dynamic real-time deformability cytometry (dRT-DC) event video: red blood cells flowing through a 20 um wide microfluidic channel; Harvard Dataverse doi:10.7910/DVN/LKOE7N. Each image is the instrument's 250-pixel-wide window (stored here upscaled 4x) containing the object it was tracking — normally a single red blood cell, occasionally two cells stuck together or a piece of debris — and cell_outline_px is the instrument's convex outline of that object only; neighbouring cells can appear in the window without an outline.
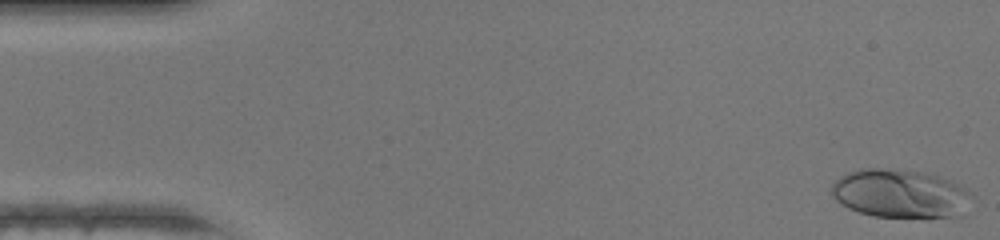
{"species": "human", "species_latin": "Homo sapiens", "temperature_condition": "warm", "stored_images_in_passage": 47, "camera_frame_rate_fps": 3000, "um_per_image_px": 0.085, "donor": {"sex": "female"}, "frame": {"image": 1, "passage_image": 1, "time_ms": 0.0, "image_size_px": [1000, 240], "cell_outline_px": [[972, 196], [964, 216], [928, 220], [872, 216], [848, 208], [840, 204], [832, 196], [832, 184], [840, 176], [848, 172], [860, 168], [880, 168], [924, 172], [940, 176], [960, 184], [972, 192]], "centroid_in_image_um": [76.6, 16.51], "position_along_channel_um": 8.4, "area_um2": 41.1}}
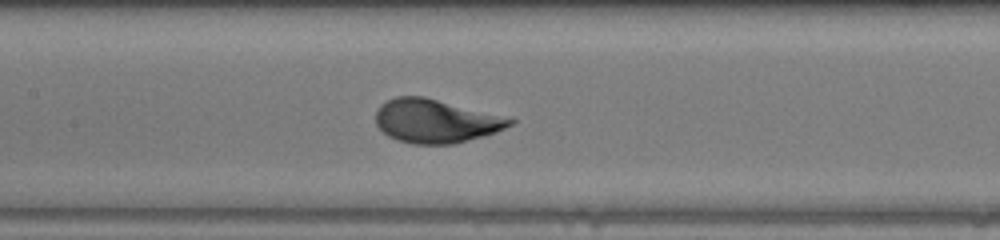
{"frame": {"image": 2, "passage_image": 22, "time_ms": 7.0, "image_size_px": [1000, 240], "cell_outline_px": [[516, 120], [512, 124], [496, 132], [484, 136], [452, 144], [412, 144], [396, 140], [388, 136], [376, 124], [376, 112], [380, 104], [396, 96], [424, 96]], "centroid_in_image_um": [36.98, 10.29], "position_along_channel_um": 170.4, "area_um2": 33.7}}
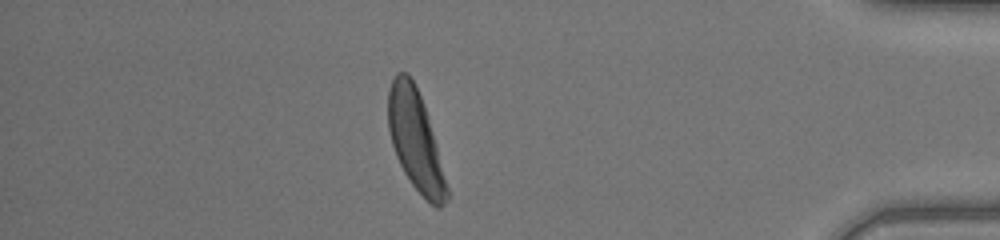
{"frame": {"image": 3, "passage_image": 41, "time_ms": 13.333, "image_size_px": [1000, 240], "cell_outline_px": [[448, 200], [440, 208], [436, 208], [412, 184], [404, 172], [396, 156], [392, 144], [388, 128], [388, 88], [396, 72], [408, 72], [420, 96], [436, 144], [448, 188]], "centroid_in_image_um": [35.29, 11.92], "position_along_channel_um": 399.9, "area_um2": 33.41}, "authors_computed_cell_mechanics": {"area_um2": 33.9286, "velocity_mm_per_s": 4.3132, "shape_relaxation_time_tau1_ms": 2.5448, "shape_relaxation_time_tau2_ms": null, "deformation_change_tau1": 0.1634, "deformation_change_tau2": null}}